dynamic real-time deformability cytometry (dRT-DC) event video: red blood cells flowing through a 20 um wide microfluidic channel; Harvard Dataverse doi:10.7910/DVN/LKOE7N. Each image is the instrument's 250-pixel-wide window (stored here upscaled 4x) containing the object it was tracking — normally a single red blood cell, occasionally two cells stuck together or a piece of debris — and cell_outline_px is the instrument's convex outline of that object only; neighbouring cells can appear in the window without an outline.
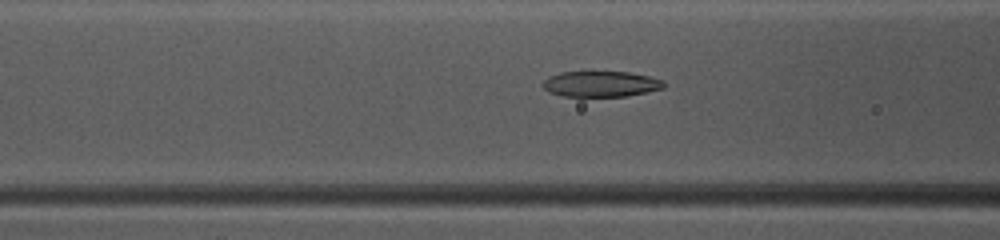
{"species": "common noctule bat (a hibernating species)", "species_latin": "Nyctalus noctula", "temperature_condition": "warm", "stored_images_in_passage": 49, "camera_frame_rate_fps": 3000, "um_per_image_px": 0.085, "animal": {"sex": "female", "body_mass_g": 10.0, "forearm_length_mm": 53.1}, "frame": {"image": 1, "passage_image": 20, "time_ms": 6.333, "image_size_px": [1000, 240], "cell_outline_px": [[664, 88], [628, 96], [564, 96], [548, 92], [544, 88], [544, 80], [548, 76], [560, 72], [628, 72], [648, 76], [664, 80]], "centroid_in_image_um": [51.07, 7.13], "position_along_channel_um": 115.5, "area_um2": 18.03}}
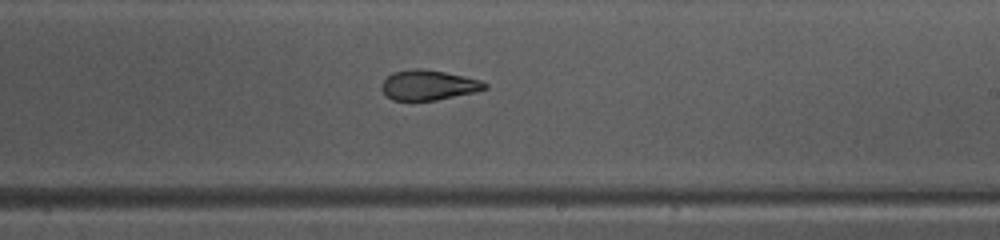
{"frame": {"image": 2, "passage_image": 30, "time_ms": 9.667, "image_size_px": [1000, 240], "cell_outline_px": [[488, 88], [476, 92], [436, 100], [392, 100], [380, 88], [380, 84], [392, 72], [412, 68], [424, 68], [464, 76], [480, 80], [488, 84]], "centroid_in_image_um": [36.42, 7.22], "position_along_channel_um": 252.6, "area_um2": 18.15}}
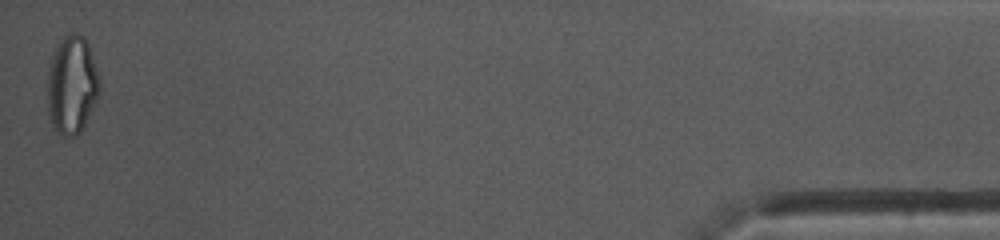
{"frame": {"image": 3, "passage_image": 49, "time_ms": 16.0, "image_size_px": [1000, 240], "cell_outline_px": [[100, 92], [80, 132], [76, 136], [60, 136], [52, 124], [48, 112], [48, 68], [52, 56], [60, 40], [64, 36], [72, 32], [84, 36], [88, 44], [100, 80]], "centroid_in_image_um": [6.11, 7.22], "position_along_channel_um": 429.1, "area_um2": 29.59}, "authors_computed_cell_mechanics": {"area_um2": 20.1144, "velocity_mm_per_s": 4.0993, "shape_relaxation_time_tau1_ms": 3.8891, "shape_relaxation_time_tau2_ms": 1.6939, "deformation_change_tau1": 0.1734, "deformation_change_tau2": 0.0922}}